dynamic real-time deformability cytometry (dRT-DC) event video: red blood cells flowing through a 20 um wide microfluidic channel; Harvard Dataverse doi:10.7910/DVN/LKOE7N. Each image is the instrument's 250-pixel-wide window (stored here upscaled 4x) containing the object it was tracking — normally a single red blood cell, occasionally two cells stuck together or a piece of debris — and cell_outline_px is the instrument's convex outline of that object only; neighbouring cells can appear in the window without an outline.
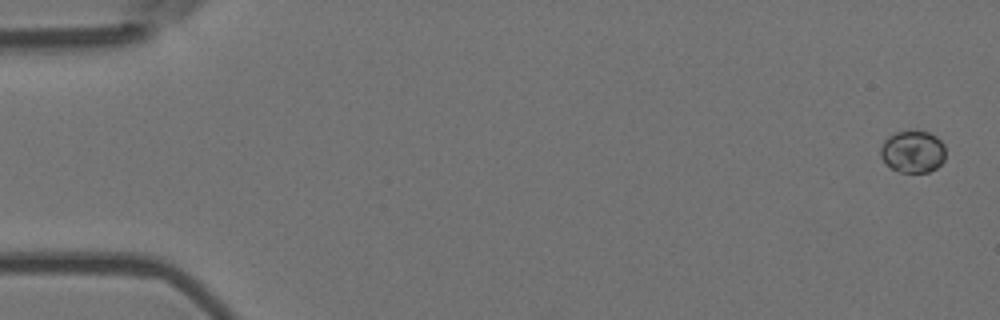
{"species": "Egyptian fruit bat (a non-hibernating species)", "species_latin": "Rousettus aegyptiacus", "temperature_condition": "room temperature", "stored_images_in_passage": 7, "camera_frame_rate_fps": 3000, "um_per_image_px": 0.085, "animal": {"sex": "female"}, "frame": {"image": 1, "passage_image": 1, "time_ms": 0.0, "image_size_px": [1000, 320], "cell_outline_px": [[944, 160], [936, 168], [928, 172], [900, 172], [892, 168], [880, 156], [880, 148], [884, 140], [888, 136], [896, 132], [928, 132], [936, 136], [944, 144]], "centroid_in_image_um": [77.58, 12.89], "position_along_channel_um": 7.4, "area_um2": 15.72}}
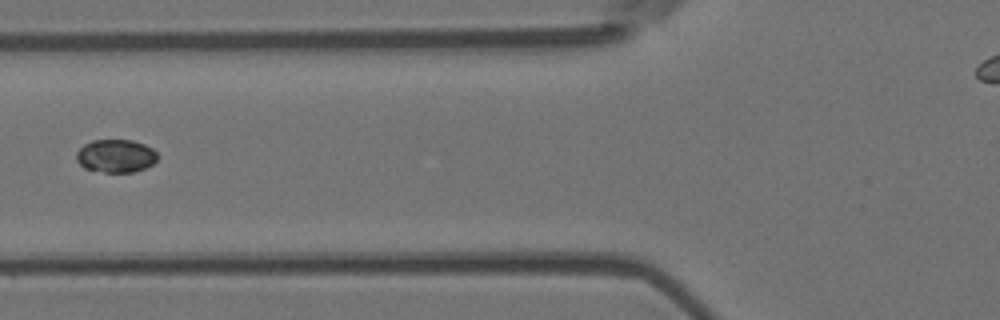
{"frame": {"image": 2, "passage_image": 6, "time_ms": 1.667, "image_size_px": [1000, 320], "cell_outline_px": [[160, 156], [152, 164], [144, 168], [132, 172], [104, 172], [84, 168], [76, 160], [76, 152], [84, 144], [92, 140], [132, 140], [144, 144], [152, 148]], "centroid_in_image_um": [9.84, 13.25], "position_along_channel_um": 116.0, "area_um2": 15.66}}
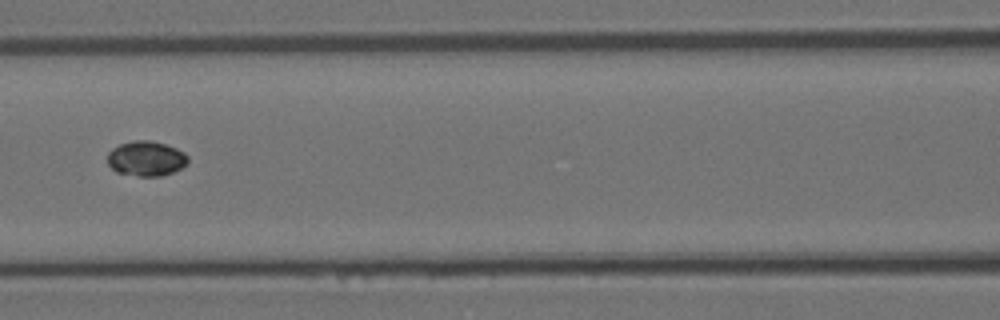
{"frame": {"image": 3, "passage_image": 7, "time_ms": 2.0, "image_size_px": [1000, 320], "cell_outline_px": [[188, 164], [172, 172], [160, 176], [136, 176], [116, 172], [108, 164], [108, 152], [112, 148], [120, 144], [132, 140], [152, 140], [176, 148], [184, 152], [188, 156]], "centroid_in_image_um": [12.42, 13.47], "position_along_channel_um": 154.2, "area_um2": 16.47}}